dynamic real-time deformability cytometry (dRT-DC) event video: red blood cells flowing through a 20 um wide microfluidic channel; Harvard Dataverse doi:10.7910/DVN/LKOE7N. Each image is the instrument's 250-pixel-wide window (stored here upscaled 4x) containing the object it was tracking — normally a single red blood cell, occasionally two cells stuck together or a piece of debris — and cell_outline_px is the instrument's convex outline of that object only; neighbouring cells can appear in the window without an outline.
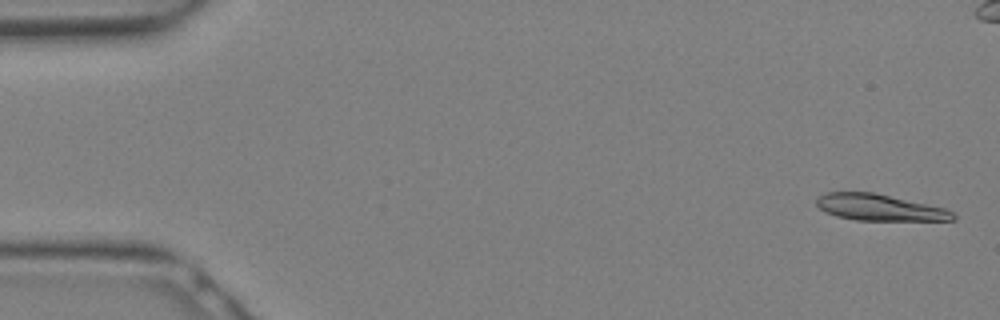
{"species": "Egyptian fruit bat (a non-hibernating species)", "species_latin": "Rousettus aegyptiacus", "temperature_condition": "warm", "stored_images_in_passage": 30, "camera_frame_rate_fps": 3000, "um_per_image_px": 0.085, "animal": {"sex": "female"}, "frame": {"image": 1, "passage_image": 1, "time_ms": 0.0, "image_size_px": [1000, 320], "cell_outline_px": [[956, 220], [856, 220], [836, 216], [824, 212], [816, 204], [816, 196], [828, 192], [872, 192], [944, 208], [952, 212], [956, 216]], "centroid_in_image_um": [74.7, 17.63], "position_along_channel_um": 10.3, "area_um2": 20.81}}
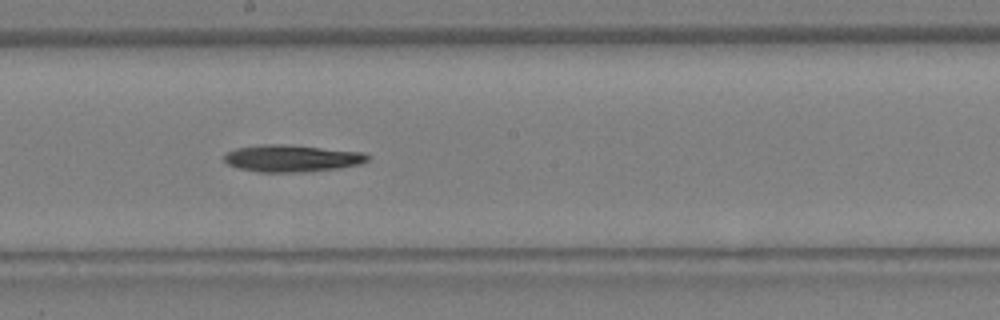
{"frame": {"image": 2, "passage_image": 16, "time_ms": 5.0, "image_size_px": [1000, 320], "cell_outline_px": [[368, 160], [360, 164], [340, 168], [300, 172], [260, 172], [236, 168], [228, 164], [224, 160], [224, 156], [228, 152], [236, 148], [264, 144], [280, 144], [364, 152], [368, 156]], "centroid_in_image_um": [24.79, 13.46], "position_along_channel_um": 223.4, "area_um2": 22.37}}
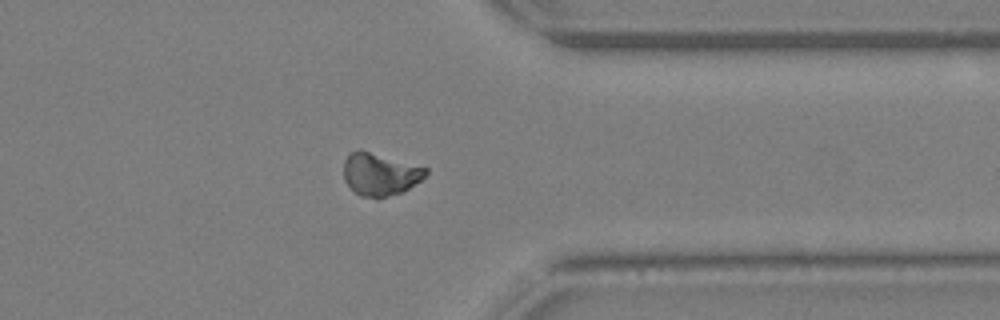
{"frame": {"image": 3, "passage_image": 23, "time_ms": 7.333, "image_size_px": [1000, 320], "cell_outline_px": [[428, 172], [420, 180], [408, 188], [400, 192], [376, 200], [360, 196], [344, 180], [344, 160], [348, 152], [360, 148], [428, 168]], "centroid_in_image_um": [32.26, 14.79], "position_along_channel_um": 379.1, "area_um2": 20.58}}